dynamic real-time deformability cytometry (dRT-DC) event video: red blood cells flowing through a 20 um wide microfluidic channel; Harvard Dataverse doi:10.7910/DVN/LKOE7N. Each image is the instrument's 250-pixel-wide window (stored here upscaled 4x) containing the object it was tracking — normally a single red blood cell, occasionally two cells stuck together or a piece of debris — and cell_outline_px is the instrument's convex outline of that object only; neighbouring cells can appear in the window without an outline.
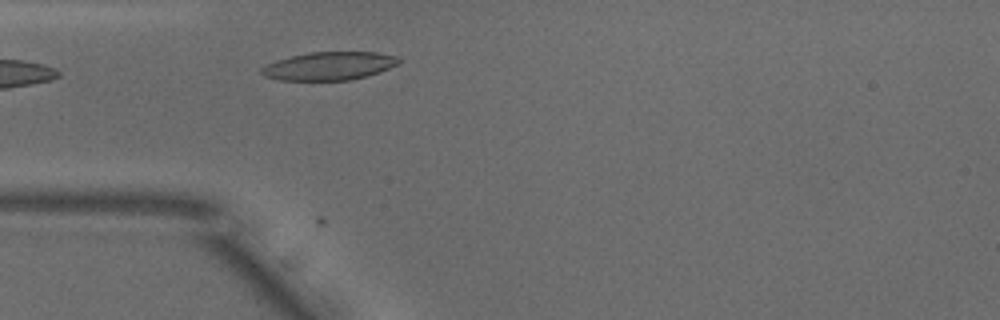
{"species": "common noctule bat (a hibernating species)", "species_latin": "Nyctalus noctula", "temperature_condition": "warm", "stored_images_in_passage": 7, "camera_frame_rate_fps": 3000, "um_per_image_px": 0.085, "animal": {"sex": "male", "body_mass_g": 18.8}, "frame": {"image": 1, "passage_image": 2, "time_ms": 0.333, "image_size_px": [1000, 320], "cell_outline_px": [[404, 60], [400, 64], [368, 76], [352, 80], [280, 80], [264, 76], [260, 72], [260, 68], [276, 60], [308, 52], [376, 52], [396, 56]], "centroid_in_image_um": [28.02, 5.61], "position_along_channel_um": 57.0, "area_um2": 22.72}}